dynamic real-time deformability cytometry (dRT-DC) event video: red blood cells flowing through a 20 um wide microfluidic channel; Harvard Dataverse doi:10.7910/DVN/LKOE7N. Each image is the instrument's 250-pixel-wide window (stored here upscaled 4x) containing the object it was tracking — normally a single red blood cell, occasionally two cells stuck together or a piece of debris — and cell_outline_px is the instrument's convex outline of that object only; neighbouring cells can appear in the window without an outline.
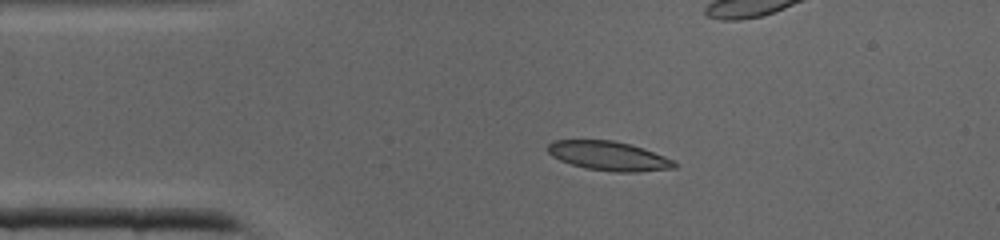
{"species": "common noctule bat (a hibernating species)", "species_latin": "Nyctalus noctula", "temperature_condition": "cold", "stored_images_in_passage": 33, "camera_frame_rate_fps": 3000, "um_per_image_px": 0.085, "animal": {"sex": "male", "body_mass_g": 19.0, "forearm_length_mm": 50.8}, "frame": {"image": 1, "passage_image": 1, "time_ms": 0.0, "image_size_px": [1000, 240], "cell_outline_px": [[680, 164], [676, 168], [636, 172], [616, 172], [584, 168], [560, 160], [552, 156], [548, 152], [548, 144], [552, 140], [612, 140], [644, 148], [676, 160]], "centroid_in_image_um": [51.8, 13.26], "position_along_channel_um": 33.2, "area_um2": 21.73}}
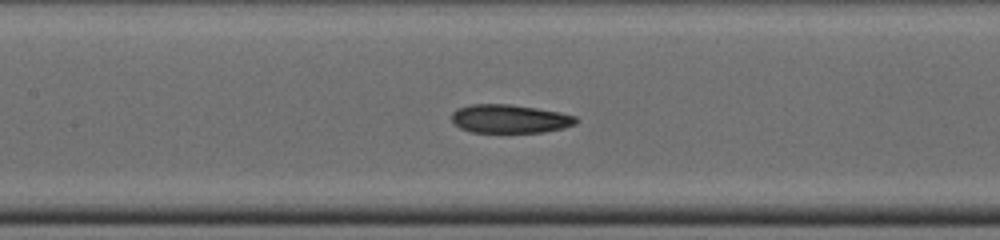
{"frame": {"image": 2, "passage_image": 11, "time_ms": 3.333, "image_size_px": [1000, 240], "cell_outline_px": [[580, 120], [576, 124], [564, 128], [544, 132], [472, 132], [460, 128], [452, 120], [452, 112], [456, 108], [472, 104], [508, 104], [536, 108], [560, 112], [576, 116]], "centroid_in_image_um": [43.36, 10.09], "position_along_channel_um": 164.0, "area_um2": 20.75}}
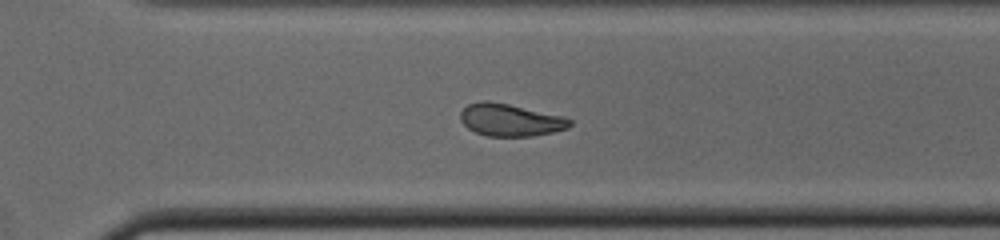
{"frame": {"image": 3, "passage_image": 21, "time_ms": 6.667, "image_size_px": [1000, 240], "cell_outline_px": [[572, 124], [568, 128], [552, 132], [532, 136], [488, 136], [476, 132], [468, 128], [460, 120], [460, 112], [468, 104], [484, 100], [488, 100], [508, 104], [564, 116], [572, 120]], "centroid_in_image_um": [43.38, 10.19], "position_along_channel_um": 327.2, "area_um2": 20.58}}